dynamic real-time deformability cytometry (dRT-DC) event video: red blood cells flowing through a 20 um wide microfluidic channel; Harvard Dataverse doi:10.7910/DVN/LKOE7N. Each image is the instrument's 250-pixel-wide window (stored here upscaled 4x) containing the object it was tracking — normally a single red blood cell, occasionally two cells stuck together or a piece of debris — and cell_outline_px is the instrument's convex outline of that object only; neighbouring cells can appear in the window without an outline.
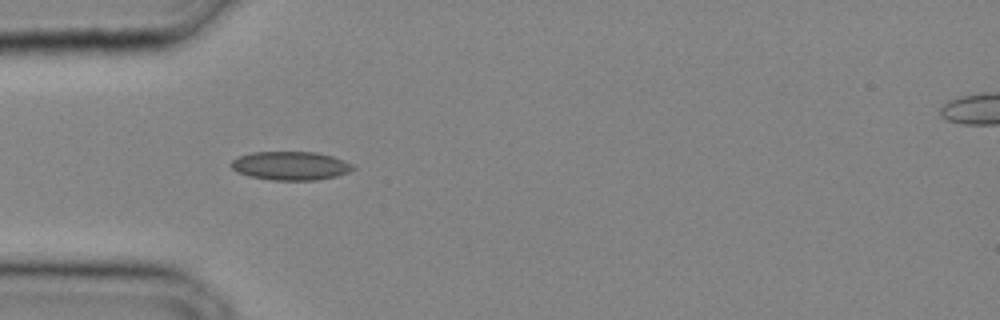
{"species": "common noctule bat (a hibernating species)", "species_latin": "Nyctalus noctula", "temperature_condition": "cold", "stored_images_in_passage": 13, "camera_frame_rate_fps": 3000, "um_per_image_px": 0.085, "animal": {"sex": "male", "body_mass_g": 20.4}, "frame": {"image": 1, "passage_image": 10, "time_ms": 3.0, "image_size_px": [1000, 320], "cell_outline_px": [[356, 168], [348, 172], [336, 176], [316, 180], [272, 180], [248, 176], [236, 172], [232, 168], [232, 160], [240, 156], [252, 152], [316, 152], [332, 156], [344, 160], [352, 164]], "centroid_in_image_um": [24.7, 14.09], "position_along_channel_um": 60.3, "area_um2": 20.29}}